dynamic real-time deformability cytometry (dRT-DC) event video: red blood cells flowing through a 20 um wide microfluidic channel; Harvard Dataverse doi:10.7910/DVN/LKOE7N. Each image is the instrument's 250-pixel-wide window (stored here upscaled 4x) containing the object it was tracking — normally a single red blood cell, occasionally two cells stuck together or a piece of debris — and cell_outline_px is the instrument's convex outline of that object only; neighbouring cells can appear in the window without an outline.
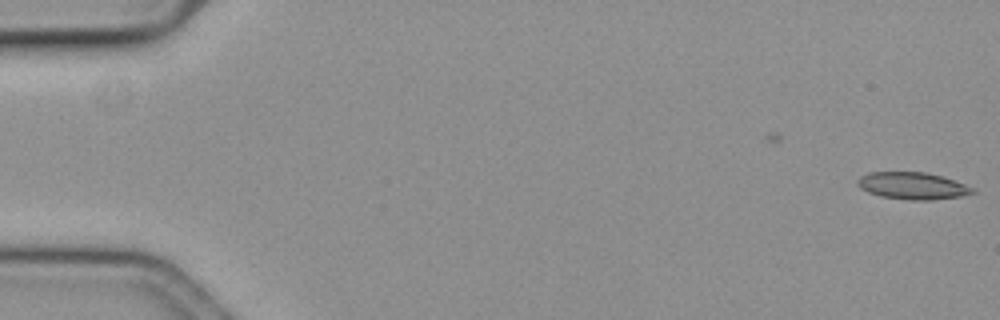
{"species": "common noctule bat (a hibernating species)", "species_latin": "Nyctalus noctula", "temperature_condition": "cold", "stored_images_in_passage": 45, "camera_frame_rate_fps": 3000, "um_per_image_px": 0.085, "animal": {"sex": "female", "body_mass_g": 19.3, "forearm_length_mm": 54.1}, "frame": {"image": 1, "passage_image": 1, "time_ms": 0.0, "image_size_px": [1000, 320], "cell_outline_px": [[976, 192], [960, 196], [932, 200], [912, 200], [880, 196], [868, 192], [860, 188], [856, 184], [856, 180], [860, 176], [868, 172], [924, 172], [940, 176], [964, 184], [972, 188]], "centroid_in_image_um": [77.5, 15.79], "position_along_channel_um": 7.5, "area_um2": 17.98}}
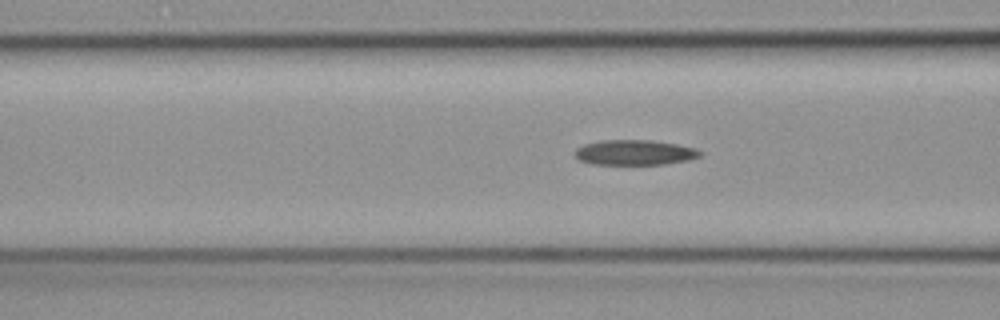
{"frame": {"image": 2, "passage_image": 23, "time_ms": 7.333, "image_size_px": [1000, 320], "cell_outline_px": [[704, 152], [700, 156], [692, 160], [664, 164], [592, 164], [580, 160], [576, 156], [576, 148], [584, 144], [604, 140], [652, 140], [676, 144], [696, 148]], "centroid_in_image_um": [54.01, 12.96], "position_along_channel_um": 112.6, "area_um2": 18.38}}
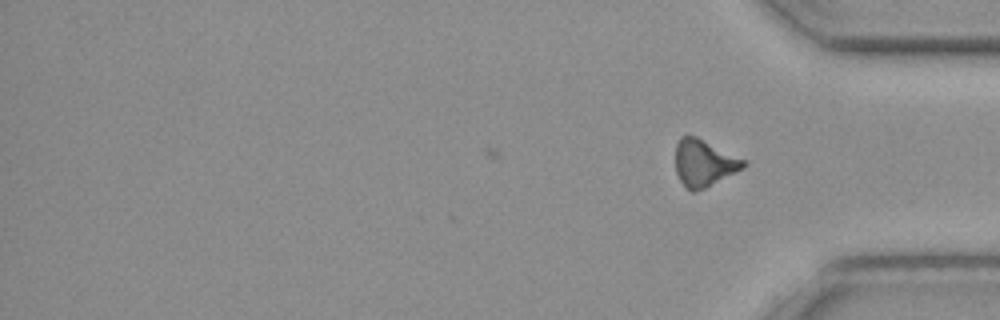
{"frame": {"image": 3, "passage_image": 45, "time_ms": 14.667, "image_size_px": [1000, 320], "cell_outline_px": [[748, 164], [744, 168], [696, 192], [692, 192], [684, 188], [676, 172], [676, 144], [680, 136], [696, 136], [748, 160]], "centroid_in_image_um": [59.86, 13.85], "position_along_channel_um": 375.3, "area_um2": 18.79}, "authors_computed_cell_mechanics": {"area_um2": 18.3804, "velocity_mm_per_s": 3.6301, "shape_relaxation_time_tau1_ms": 8.7401, "shape_relaxation_time_tau2_ms": null, "deformation_change_tau1": 0.1588, "deformation_change_tau2": null}}